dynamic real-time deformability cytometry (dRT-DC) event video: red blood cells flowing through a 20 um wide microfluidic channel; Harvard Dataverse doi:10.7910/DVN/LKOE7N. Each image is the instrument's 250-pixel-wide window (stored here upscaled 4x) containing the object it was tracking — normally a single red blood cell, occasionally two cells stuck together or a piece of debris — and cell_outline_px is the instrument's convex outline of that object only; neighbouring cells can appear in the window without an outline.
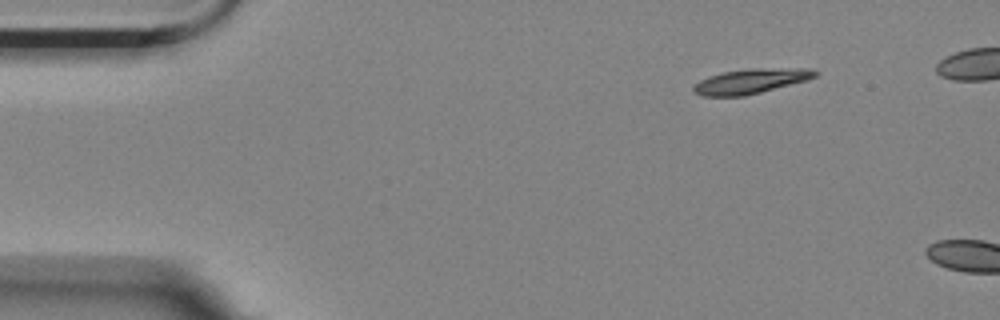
{"species": "Egyptian fruit bat (a non-hibernating species)", "species_latin": "Rousettus aegyptiacus", "temperature_condition": "room temperature", "stored_images_in_passage": 4, "camera_frame_rate_fps": 3000, "um_per_image_px": 0.085, "animal": {"sex": "female"}, "frame": {"image": 1, "passage_image": 1, "time_ms": 0.0, "image_size_px": [1000, 320], "cell_outline_px": [[820, 72], [816, 76], [808, 80], [744, 96], [704, 96], [692, 92], [692, 88], [700, 80], [708, 76], [724, 72], [748, 68], [812, 68]], "centroid_in_image_um": [63.85, 6.89], "position_along_channel_um": 21.1, "area_um2": 17.69}}